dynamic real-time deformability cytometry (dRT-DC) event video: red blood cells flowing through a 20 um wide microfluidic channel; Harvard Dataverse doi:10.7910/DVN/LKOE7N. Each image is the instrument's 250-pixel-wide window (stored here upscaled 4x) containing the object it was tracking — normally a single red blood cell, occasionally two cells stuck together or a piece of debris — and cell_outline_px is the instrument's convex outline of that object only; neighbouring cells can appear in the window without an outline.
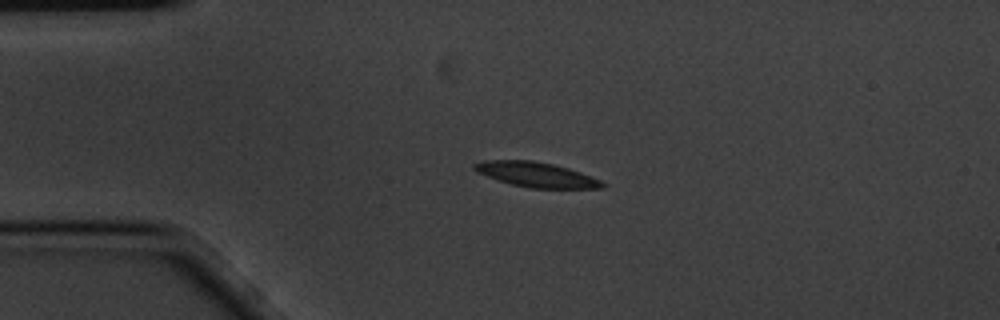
{"species": "common noctule bat (a hibernating species)", "species_latin": "Nyctalus noctula", "temperature_condition": "cold", "stored_images_in_passage": 4, "camera_frame_rate_fps": 3000, "um_per_image_px": 0.085, "animal": {"sex": "male", "body_mass_g": 20.1, "forearm_length_mm": 53.5}, "frame": {"image": 1, "passage_image": 3, "time_ms": 0.667, "image_size_px": [1000, 320], "cell_outline_px": [[604, 188], [532, 188], [512, 184], [476, 172], [472, 168], [472, 164], [484, 160], [532, 160], [552, 164], [568, 168], [580, 172], [600, 180], [604, 184]], "centroid_in_image_um": [45.55, 14.83], "position_along_channel_um": 39.5, "area_um2": 18.32}}